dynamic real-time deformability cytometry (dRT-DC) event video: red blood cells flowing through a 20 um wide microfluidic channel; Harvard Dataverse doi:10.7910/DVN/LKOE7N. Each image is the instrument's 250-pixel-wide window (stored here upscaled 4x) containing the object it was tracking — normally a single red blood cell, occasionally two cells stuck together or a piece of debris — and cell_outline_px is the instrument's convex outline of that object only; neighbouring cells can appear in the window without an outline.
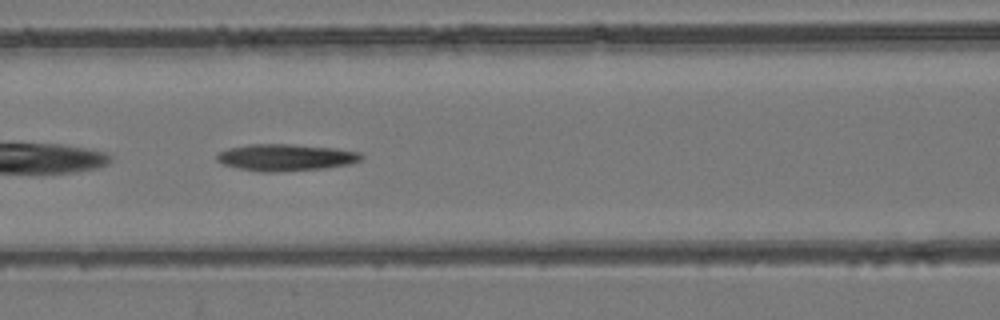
{"species": "common noctule bat (a hibernating species)", "species_latin": "Nyctalus noctula", "temperature_condition": "room temperature", "stored_images_in_passage": 3, "camera_frame_rate_fps": 3000, "um_per_image_px": 0.085, "animal": {"sex": "female", "body_mass_g": 24.6, "forearm_length_mm": 56.2}, "frame": {"image": 1, "passage_image": 3, "time_ms": 2.0, "image_size_px": [1000, 320], "cell_outline_px": [[364, 156], [360, 160], [348, 164], [324, 168], [272, 172], [260, 172], [240, 168], [224, 164], [216, 160], [216, 156], [220, 152], [228, 148], [252, 144], [288, 144], [336, 148], [360, 152]], "centroid_in_image_um": [24.29, 13.38], "position_along_channel_um": 142.3, "area_um2": 22.31}}